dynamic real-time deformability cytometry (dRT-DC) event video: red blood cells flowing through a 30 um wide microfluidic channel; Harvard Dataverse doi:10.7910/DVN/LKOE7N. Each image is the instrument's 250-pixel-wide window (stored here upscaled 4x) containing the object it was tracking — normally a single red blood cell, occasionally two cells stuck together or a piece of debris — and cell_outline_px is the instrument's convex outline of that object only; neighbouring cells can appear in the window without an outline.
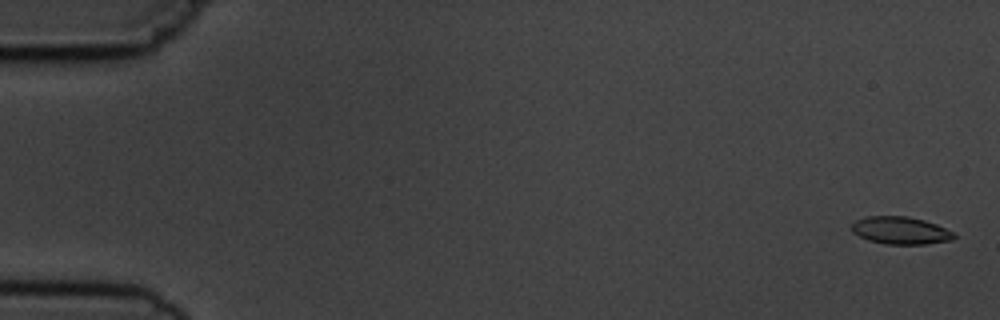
{"species": "common noctule bat (a hibernating species)", "species_latin": "Nyctalus noctula", "temperature_condition": "cold", "stored_images_in_passage": 6, "camera_frame_rate_fps": 3000, "um_per_image_px": 0.085, "animal": {"sex": "male", "body_mass_g": 19.5, "forearm_length_mm": 54.6}, "frame": {"image": 1, "passage_image": 1, "time_ms": 0.0, "image_size_px": [1000, 320], "cell_outline_px": [[956, 236], [952, 240], [924, 244], [884, 244], [868, 240], [852, 232], [852, 224], [856, 220], [864, 216], [908, 216], [924, 220], [936, 224], [952, 232]], "centroid_in_image_um": [76.52, 19.58], "position_along_channel_um": 8.5, "area_um2": 16.36}}
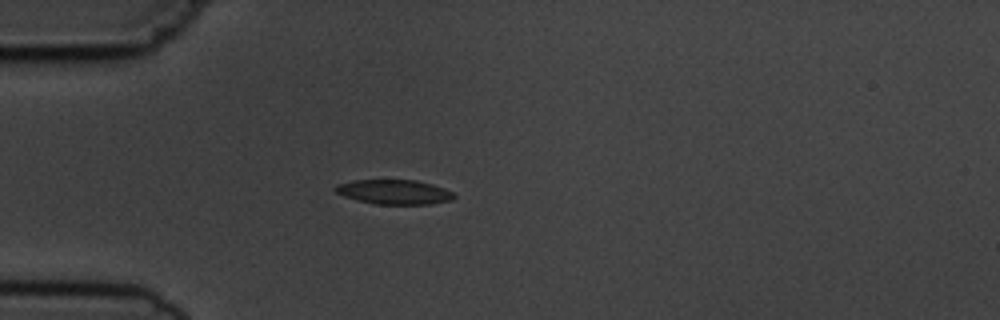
{"frame": {"image": 2, "passage_image": 5, "time_ms": 4.667, "image_size_px": [1000, 320], "cell_outline_px": [[456, 196], [452, 200], [432, 204], [376, 204], [356, 200], [344, 196], [336, 192], [332, 188], [336, 184], [352, 180], [416, 180], [432, 184], [444, 188], [452, 192]], "centroid_in_image_um": [33.48, 16.31], "position_along_channel_um": 51.5, "area_um2": 17.11}}